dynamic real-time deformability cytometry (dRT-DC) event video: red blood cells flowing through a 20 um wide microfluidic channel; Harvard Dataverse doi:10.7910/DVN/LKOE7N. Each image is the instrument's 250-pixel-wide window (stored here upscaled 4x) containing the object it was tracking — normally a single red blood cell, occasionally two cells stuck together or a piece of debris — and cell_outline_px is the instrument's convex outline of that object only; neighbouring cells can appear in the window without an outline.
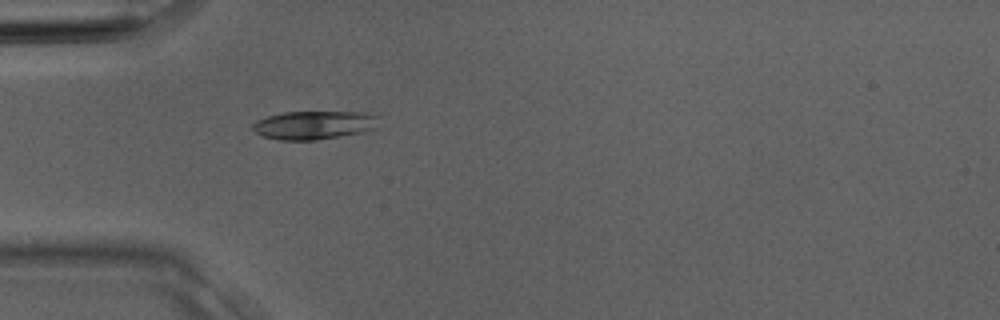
{"species": "Egyptian fruit bat (a non-hibernating species)", "species_latin": "Rousettus aegyptiacus", "temperature_condition": "room temperature", "stored_images_in_passage": 1, "camera_frame_rate_fps": 3000, "um_per_image_px": 0.085, "animal": {"sex": "male"}, "frame": {"image": 1, "passage_image": 1, "time_ms": 0.0, "image_size_px": [1000, 320], "cell_outline_px": [[380, 116], [372, 128], [360, 132], [340, 136], [316, 140], [280, 140], [264, 136], [256, 132], [252, 128], [252, 124], [256, 120], [268, 116], [284, 112], [368, 112]], "centroid_in_image_um": [26.66, 10.62], "position_along_channel_um": 58.3, "area_um2": 20.69}}